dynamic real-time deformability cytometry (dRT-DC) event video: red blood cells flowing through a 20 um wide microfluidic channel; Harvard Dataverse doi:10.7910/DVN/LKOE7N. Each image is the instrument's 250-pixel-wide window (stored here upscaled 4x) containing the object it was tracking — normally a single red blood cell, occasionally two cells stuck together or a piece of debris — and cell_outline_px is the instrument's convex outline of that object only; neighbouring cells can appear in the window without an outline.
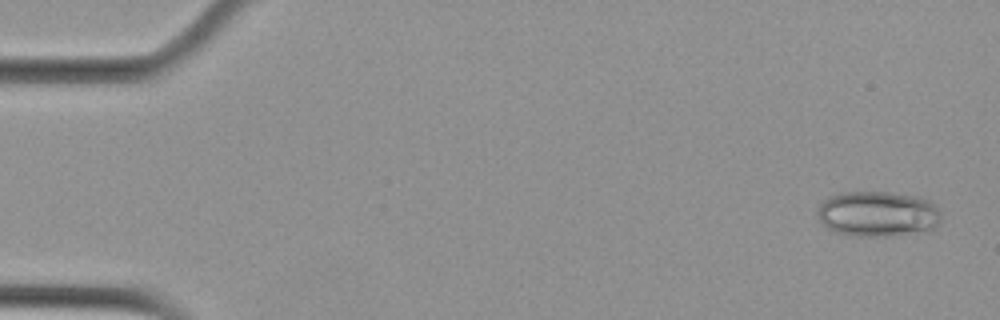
{"species": "Egyptian fruit bat (a non-hibernating species)", "species_latin": "Rousettus aegyptiacus", "temperature_condition": "cold", "stored_images_in_passage": 52, "camera_frame_rate_fps": 3000, "um_per_image_px": 0.085, "animal": {"sex": "female"}, "frame": {"image": 1, "passage_image": 2, "time_ms": 0.333, "image_size_px": [1000, 320], "cell_outline_px": [[940, 220], [936, 228], [932, 232], [884, 236], [856, 236], [836, 232], [828, 228], [820, 220], [816, 212], [820, 204], [828, 196], [840, 192], [888, 192], [920, 196], [928, 200], [940, 212]], "centroid_in_image_um": [74.64, 18.19], "position_along_channel_um": 10.4, "area_um2": 33.18}}
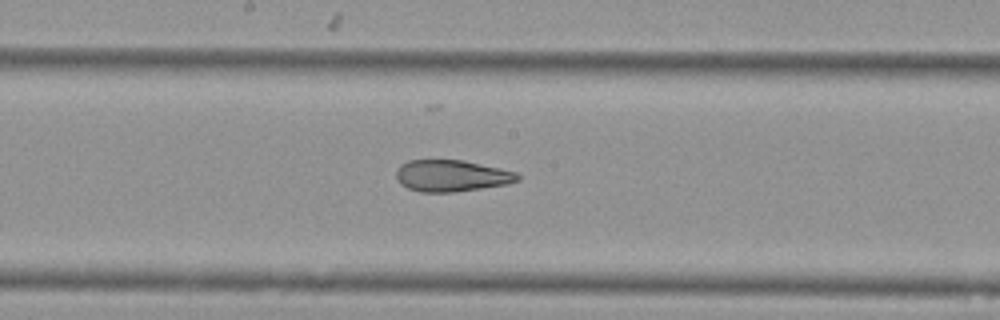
{"frame": {"image": 2, "passage_image": 29, "time_ms": 9.333, "image_size_px": [1000, 320], "cell_outline_px": [[520, 180], [508, 184], [452, 192], [420, 192], [408, 188], [400, 184], [396, 180], [396, 168], [400, 164], [408, 160], [464, 160], [500, 168], [516, 172], [520, 176]], "centroid_in_image_um": [38.35, 14.93], "position_along_channel_um": 209.8, "area_um2": 22.48}}
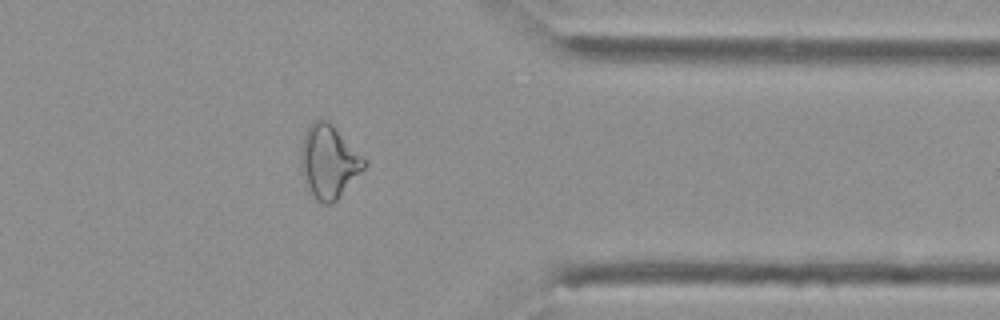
{"frame": {"image": 3, "passage_image": 44, "time_ms": 14.333, "image_size_px": [1000, 320], "cell_outline_px": [[368, 164], [336, 200], [332, 204], [324, 204], [316, 200], [308, 192], [300, 168], [300, 152], [304, 132], [312, 120], [320, 116], [328, 120], [368, 160]], "centroid_in_image_um": [27.92, 13.7], "position_along_channel_um": 383.5, "area_um2": 27.63}, "authors_computed_cell_mechanics": {"area_um2": 26.9059, "velocity_mm_per_s": 3.7002, "shape_relaxation_time_tau1_ms": null, "shape_relaxation_time_tau2_ms": 2.6255, "deformation_change_tau1": null, "deformation_change_tau2": 0.1163}}